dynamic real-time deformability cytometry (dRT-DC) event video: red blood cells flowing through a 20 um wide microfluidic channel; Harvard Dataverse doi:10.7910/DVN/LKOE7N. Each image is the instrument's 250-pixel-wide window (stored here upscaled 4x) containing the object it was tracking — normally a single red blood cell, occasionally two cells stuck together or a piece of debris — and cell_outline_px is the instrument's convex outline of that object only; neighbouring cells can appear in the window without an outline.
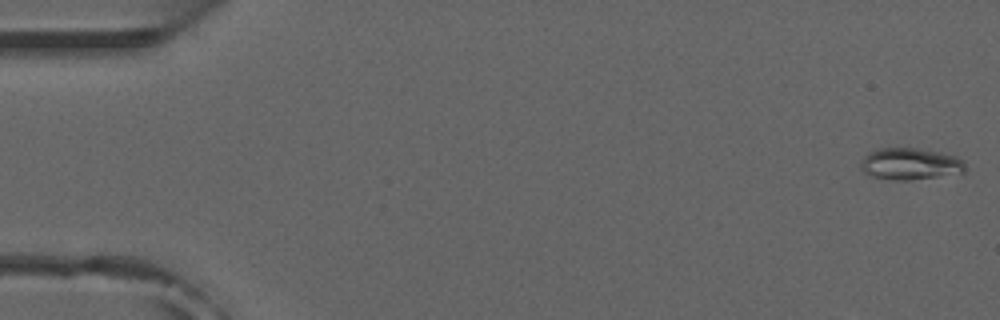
{"species": "common noctule bat (a hibernating species)", "species_latin": "Nyctalus noctula", "temperature_condition": "room temperature", "stored_images_in_passage": 7, "camera_frame_rate_fps": 3000, "um_per_image_px": 0.085, "animal": {"sex": "male", "forearm_length_mm": 52.5}, "frame": {"image": 1, "passage_image": 1, "time_ms": 0.0, "image_size_px": [1000, 320], "cell_outline_px": [[964, 172], [908, 180], [892, 180], [872, 176], [864, 172], [860, 168], [860, 160], [872, 148], [920, 148], [940, 152], [956, 156], [964, 160]], "centroid_in_image_um": [77.31, 13.91], "position_along_channel_um": 7.7, "area_um2": 19.42}}